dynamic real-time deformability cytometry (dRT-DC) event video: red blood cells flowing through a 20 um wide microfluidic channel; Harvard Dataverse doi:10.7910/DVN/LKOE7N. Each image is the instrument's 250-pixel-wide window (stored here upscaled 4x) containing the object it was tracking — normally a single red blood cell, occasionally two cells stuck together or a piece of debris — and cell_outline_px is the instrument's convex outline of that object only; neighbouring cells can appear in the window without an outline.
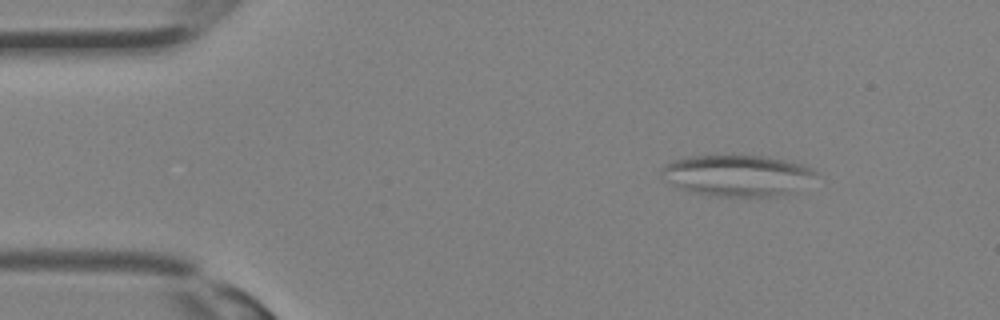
{"species": "Egyptian fruit bat (a non-hibernating species)", "species_latin": "Rousettus aegyptiacus", "temperature_condition": "room temperature", "stored_images_in_passage": 30, "camera_frame_rate_fps": 3000, "um_per_image_px": 0.085, "animal": {"sex": "female"}, "frame": {"image": 1, "passage_image": 1, "time_ms": 0.0, "image_size_px": [1000, 320], "cell_outline_px": [[816, 172], [796, 192], [788, 196], [708, 196], [688, 192], [664, 180], [660, 172], [668, 164], [676, 160], [688, 156], [764, 156], [804, 164], [812, 168]], "centroid_in_image_um": [62.67, 14.94], "position_along_channel_um": 22.3, "area_um2": 36.99}}
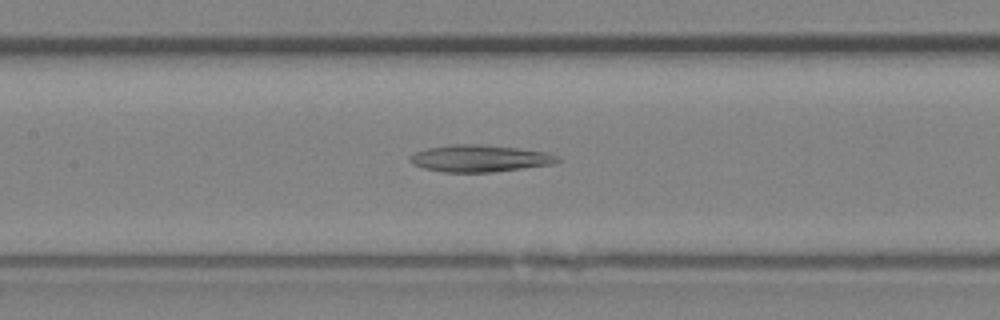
{"frame": {"image": 2, "passage_image": 12, "time_ms": 3.667, "image_size_px": [1000, 320], "cell_outline_px": [[560, 160], [552, 164], [492, 172], [444, 172], [424, 168], [412, 164], [408, 160], [408, 156], [416, 152], [428, 148], [452, 144], [480, 144], [516, 148], [548, 152], [560, 156]], "centroid_in_image_um": [40.76, 13.46], "position_along_channel_um": 166.6, "area_um2": 23.12}}
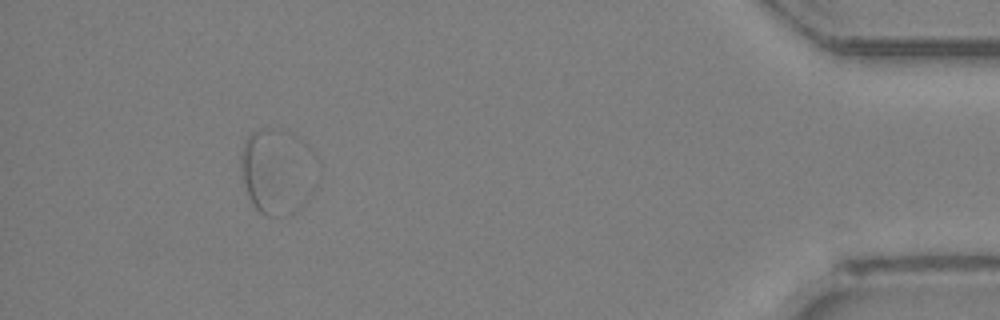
{"frame": {"image": 3, "passage_image": 27, "time_ms": 8.667, "image_size_px": [1000, 320], "cell_outline_px": [[320, 172], [268, 216], [260, 212], [252, 204], [244, 180], [240, 164], [244, 144], [248, 136], [252, 132], [264, 128], [280, 128], [292, 132], [304, 140], [312, 148], [320, 160]], "centroid_in_image_um": [23.49, 14.2], "position_along_channel_um": 411.7, "area_um2": 34.62}}